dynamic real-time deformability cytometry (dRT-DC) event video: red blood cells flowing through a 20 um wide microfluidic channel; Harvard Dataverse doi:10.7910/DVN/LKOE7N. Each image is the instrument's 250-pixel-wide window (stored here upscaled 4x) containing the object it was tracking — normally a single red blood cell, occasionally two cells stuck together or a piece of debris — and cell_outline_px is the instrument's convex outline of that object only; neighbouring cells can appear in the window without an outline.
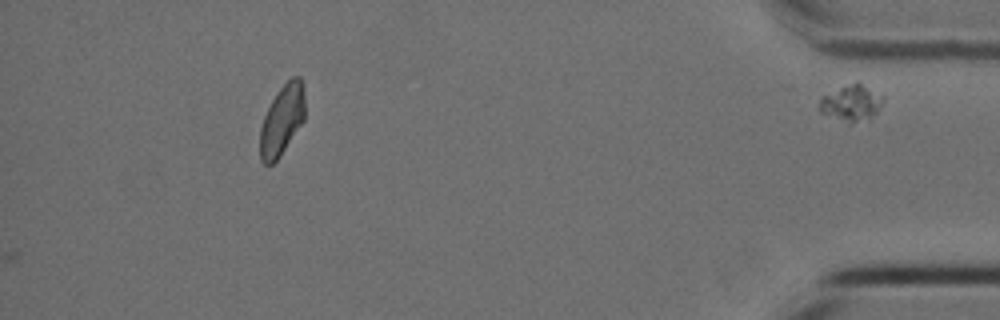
{"species": "Egyptian fruit bat (a non-hibernating species)", "species_latin": "Rousettus aegyptiacus", "temperature_condition": "cold", "stored_images_in_passage": 50, "segment_of_instrument_passage": [2, 2], "camera_frame_rate_fps": 3000, "um_per_image_px": 0.085, "animal": {"sex": "female"}, "frame": {"image": 1, "passage_image": 50, "time_ms": 16.333, "image_size_px": [1000, 320], "cell_outline_px": [[884, 100], [880, 108], [868, 120], [848, 120], [820, 112], [820, 96], [856, 80], [884, 96]], "centroid_in_image_um": [72.4, 8.67], "position_along_channel_um": 362.8, "area_um2": 13.01}}